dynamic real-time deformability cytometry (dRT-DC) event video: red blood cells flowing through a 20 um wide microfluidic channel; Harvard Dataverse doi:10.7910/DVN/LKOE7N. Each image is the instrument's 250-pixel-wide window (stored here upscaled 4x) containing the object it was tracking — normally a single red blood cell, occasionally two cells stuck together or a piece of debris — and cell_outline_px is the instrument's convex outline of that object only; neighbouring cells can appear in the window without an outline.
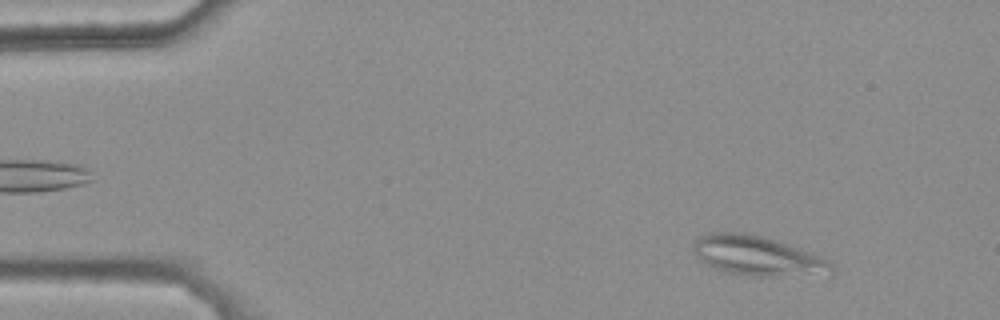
{"species": "common noctule bat (a hibernating species)", "species_latin": "Nyctalus noctula", "temperature_condition": "warm", "stored_images_in_passage": 44, "camera_frame_rate_fps": 3000, "um_per_image_px": 0.085, "animal": {"sex": "female", "body_mass_g": 25.1}, "frame": {"image": 1, "passage_image": 5, "time_ms": 1.333, "image_size_px": [1000, 320], "cell_outline_px": [[832, 276], [748, 276], [724, 272], [700, 260], [692, 252], [692, 244], [696, 240], [712, 232], [744, 232], [760, 236], [820, 256], [832, 264]], "centroid_in_image_um": [64.39, 21.78], "position_along_channel_um": 20.6, "area_um2": 31.79}}
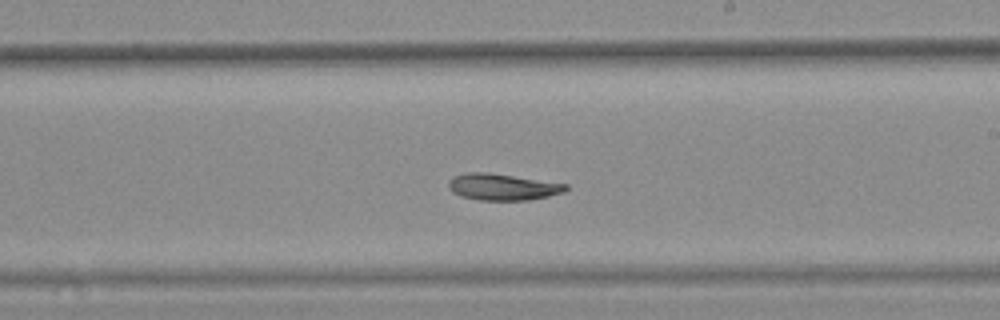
{"frame": {"image": 2, "passage_image": 30, "time_ms": 9.667, "image_size_px": [1000, 320], "cell_outline_px": [[568, 188], [564, 192], [548, 196], [528, 200], [480, 200], [460, 196], [452, 192], [448, 188], [448, 180], [452, 176], [468, 172], [488, 172], [568, 184]], "centroid_in_image_um": [42.68, 15.88], "position_along_channel_um": 246.3, "area_um2": 18.21}}
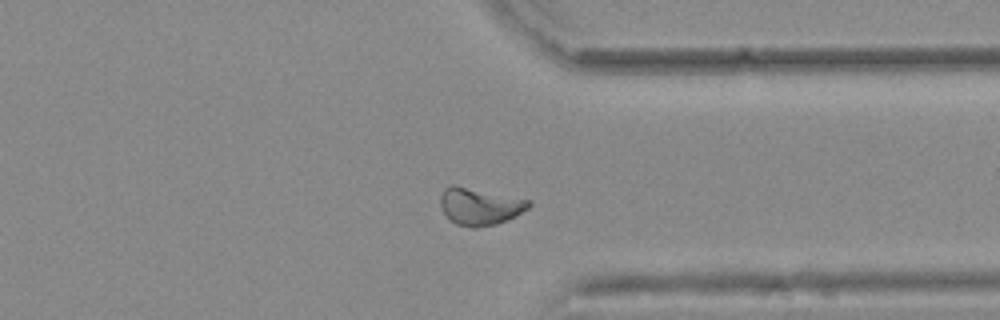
{"frame": {"image": 3, "passage_image": 40, "time_ms": 13.0, "image_size_px": [1000, 320], "cell_outline_px": [[532, 204], [528, 208], [496, 224], [476, 228], [472, 228], [456, 224], [448, 220], [440, 204], [440, 196], [444, 188], [452, 184], [456, 184], [532, 200]], "centroid_in_image_um": [40.74, 17.52], "position_along_channel_um": 370.7, "area_um2": 19.31}}